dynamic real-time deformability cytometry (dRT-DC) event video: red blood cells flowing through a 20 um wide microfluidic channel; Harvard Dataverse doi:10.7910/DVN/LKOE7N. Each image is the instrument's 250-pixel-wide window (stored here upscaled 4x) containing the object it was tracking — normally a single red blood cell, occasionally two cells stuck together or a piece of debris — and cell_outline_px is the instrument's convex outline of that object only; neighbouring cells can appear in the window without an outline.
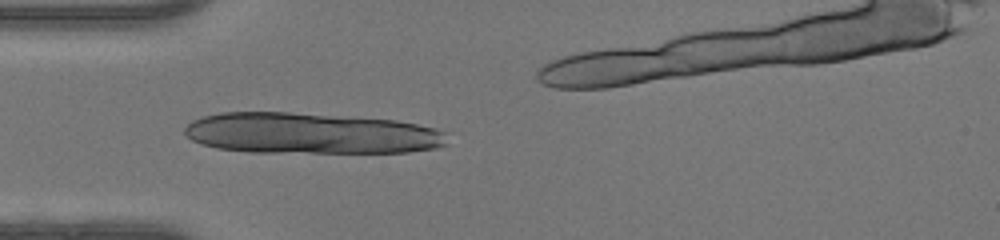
{"species": "human", "species_latin": "Homo sapiens", "temperature_condition": "warm", "stored_images_in_passage": 27, "camera_frame_rate_fps": 3000, "um_per_image_px": 0.085, "donor": {"sex": "female"}, "frame": {"image": 1, "passage_image": 2, "time_ms": 0.333, "image_size_px": [1000, 240], "cell_outline_px": [[448, 144], [436, 148], [408, 152], [248, 152], [216, 148], [192, 140], [184, 132], [184, 128], [192, 120], [204, 116], [220, 112], [288, 112], [396, 120], [416, 124], [448, 132]], "centroid_in_image_um": [26.43, 11.33], "position_along_channel_um": 58.6, "area_um2": 62.89}}